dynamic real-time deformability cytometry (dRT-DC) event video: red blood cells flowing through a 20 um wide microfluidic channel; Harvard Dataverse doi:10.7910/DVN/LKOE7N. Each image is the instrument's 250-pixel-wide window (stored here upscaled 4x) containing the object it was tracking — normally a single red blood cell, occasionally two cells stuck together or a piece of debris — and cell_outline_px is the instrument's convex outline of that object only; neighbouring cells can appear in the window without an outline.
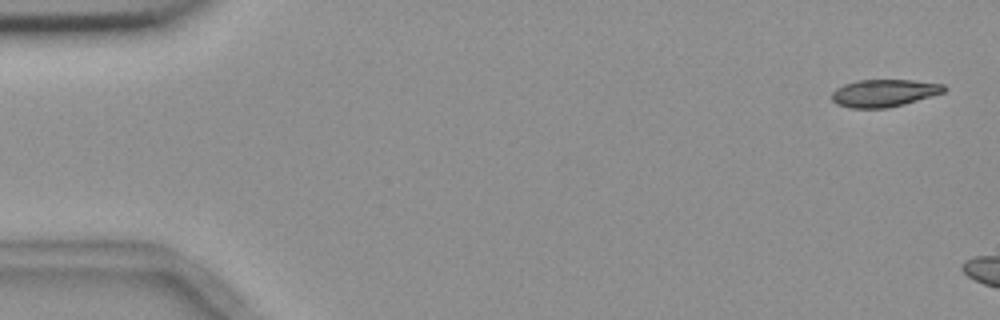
{"species": "common noctule bat (a hibernating species)", "species_latin": "Nyctalus noctula", "temperature_condition": "room temperature", "stored_images_in_passage": 5, "camera_frame_rate_fps": 3000, "um_per_image_px": 0.085, "animal": {"sex": "female", "body_mass_g": 18.4}, "frame": {"image": 1, "passage_image": 1, "time_ms": 0.0, "image_size_px": [1000, 320], "cell_outline_px": [[948, 88], [944, 92], [904, 104], [888, 108], [848, 108], [836, 104], [832, 100], [832, 92], [836, 88], [844, 84], [856, 80], [912, 80], [944, 84]], "centroid_in_image_um": [75.13, 7.91], "position_along_channel_um": 9.9, "area_um2": 18.03}}
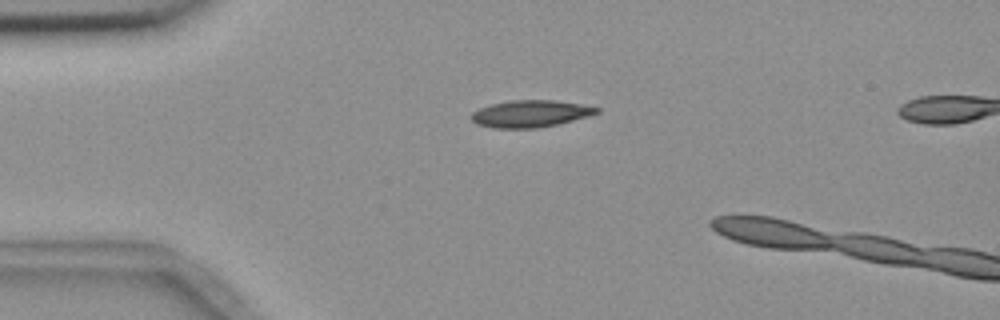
{"frame": {"image": 2, "passage_image": 4, "time_ms": 3.667, "image_size_px": [1000, 320], "cell_outline_px": [[600, 112], [572, 120], [556, 124], [536, 128], [492, 128], [476, 124], [472, 120], [472, 112], [480, 108], [492, 104], [512, 100], [556, 100], [580, 104], [600, 108]], "centroid_in_image_um": [45.06, 9.66], "position_along_channel_um": 39.9, "area_um2": 19.48}}